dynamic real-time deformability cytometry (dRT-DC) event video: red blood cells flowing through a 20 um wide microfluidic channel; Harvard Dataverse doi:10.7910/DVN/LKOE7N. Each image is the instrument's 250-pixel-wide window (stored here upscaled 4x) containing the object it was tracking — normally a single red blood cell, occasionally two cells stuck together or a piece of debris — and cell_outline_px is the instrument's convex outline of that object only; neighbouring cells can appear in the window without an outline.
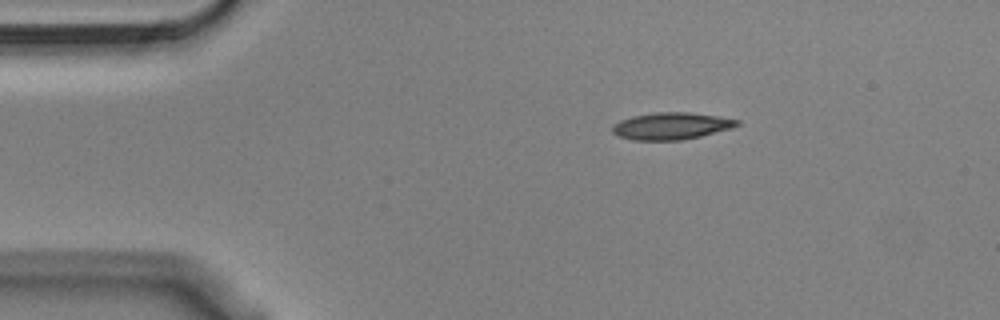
{"species": "Egyptian fruit bat (a non-hibernating species)", "species_latin": "Rousettus aegyptiacus", "temperature_condition": "cold", "stored_images_in_passage": 47, "camera_frame_rate_fps": 3000, "um_per_image_px": 0.085, "animal": {"sex": "male"}, "frame": {"image": 1, "passage_image": 1, "time_ms": 0.0, "image_size_px": [1000, 320], "cell_outline_px": [[740, 124], [732, 128], [700, 136], [680, 140], [632, 140], [616, 136], [612, 132], [612, 124], [620, 120], [632, 116], [656, 112], [688, 112], [720, 116], [740, 120]], "centroid_in_image_um": [57.04, 10.7], "position_along_channel_um": 28.0, "area_um2": 19.77}}
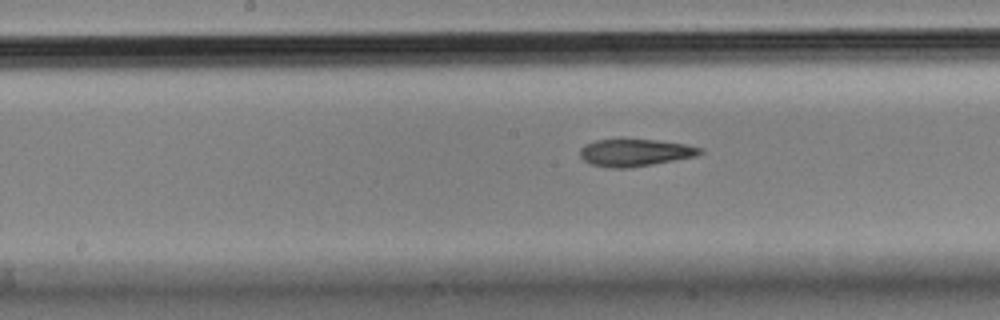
{"frame": {"image": 2, "passage_image": 19, "time_ms": 6.0, "image_size_px": [1000, 320], "cell_outline_px": [[704, 152], [696, 156], [652, 164], [624, 168], [608, 168], [588, 164], [580, 156], [580, 148], [584, 144], [596, 140], [620, 136], [656, 140], [684, 144], [704, 148]], "centroid_in_image_um": [53.92, 12.93], "position_along_channel_um": 194.3, "area_um2": 19.83}}
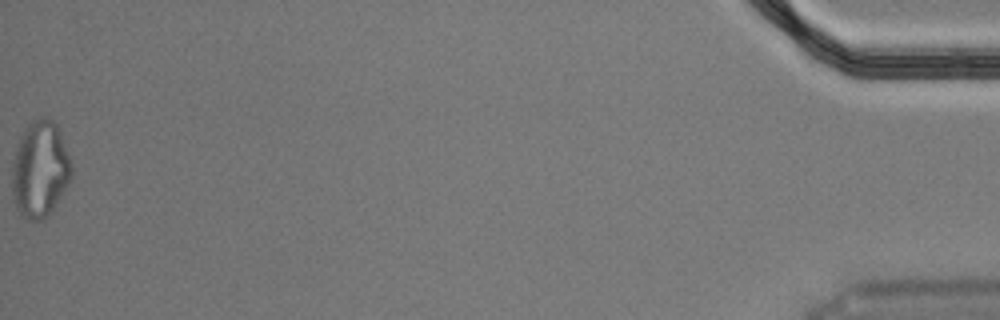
{"frame": {"image": 3, "passage_image": 47, "time_ms": 15.333, "image_size_px": [1000, 320], "cell_outline_px": [[72, 176], [68, 184], [52, 212], [48, 216], [40, 220], [28, 220], [20, 216], [16, 208], [12, 192], [12, 164], [16, 148], [20, 136], [24, 128], [32, 120], [40, 116], [44, 116], [52, 120], [56, 124], [60, 132], [72, 164]], "centroid_in_image_um": [3.39, 14.4], "position_along_channel_um": 431.8, "area_um2": 33.81}, "authors_computed_cell_mechanics": {"area_um2": 19.8254, "velocity_mm_per_s": 3.6337, "shape_relaxation_time_tau1_ms": null, "shape_relaxation_time_tau2_ms": 3.8465, "deformation_change_tau1": null, "deformation_change_tau2": 0.1278}}